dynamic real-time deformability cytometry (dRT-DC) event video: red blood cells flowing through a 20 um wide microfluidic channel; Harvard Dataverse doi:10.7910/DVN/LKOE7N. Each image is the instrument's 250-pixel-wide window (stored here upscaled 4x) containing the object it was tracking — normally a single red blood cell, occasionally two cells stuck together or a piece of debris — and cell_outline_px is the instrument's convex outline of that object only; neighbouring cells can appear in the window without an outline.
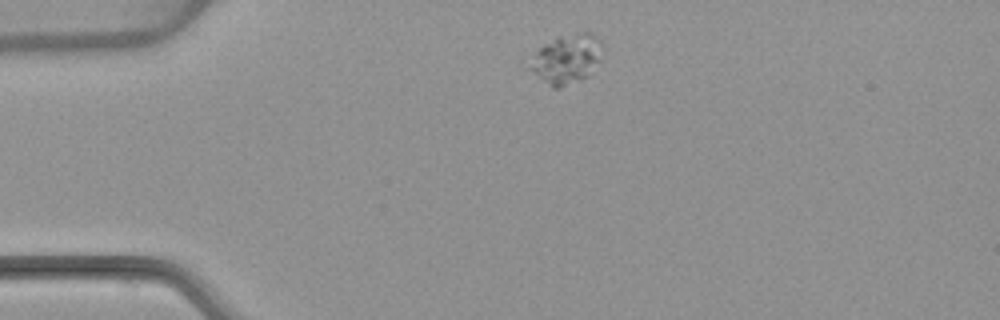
{"species": "common noctule bat (a hibernating species)", "species_latin": "Nyctalus noctula", "temperature_condition": "warm", "stored_images_in_passage": 2, "camera_frame_rate_fps": 3000, "um_per_image_px": 0.085, "animal": {"sex": "female", "body_mass_g": 22.7, "forearm_length_mm": 54.2}, "frame": {"image": 1, "passage_image": 1, "time_ms": 0.0, "image_size_px": [1000, 320], "cell_outline_px": [[600, 60], [588, 76], [580, 80], [556, 88], [552, 88], [532, 72], [528, 68], [528, 60], [544, 44], [556, 36], [576, 32], [588, 32], [596, 36], [600, 40]], "centroid_in_image_um": [48.12, 5.0], "position_along_channel_um": 36.9, "area_um2": 20.87}}